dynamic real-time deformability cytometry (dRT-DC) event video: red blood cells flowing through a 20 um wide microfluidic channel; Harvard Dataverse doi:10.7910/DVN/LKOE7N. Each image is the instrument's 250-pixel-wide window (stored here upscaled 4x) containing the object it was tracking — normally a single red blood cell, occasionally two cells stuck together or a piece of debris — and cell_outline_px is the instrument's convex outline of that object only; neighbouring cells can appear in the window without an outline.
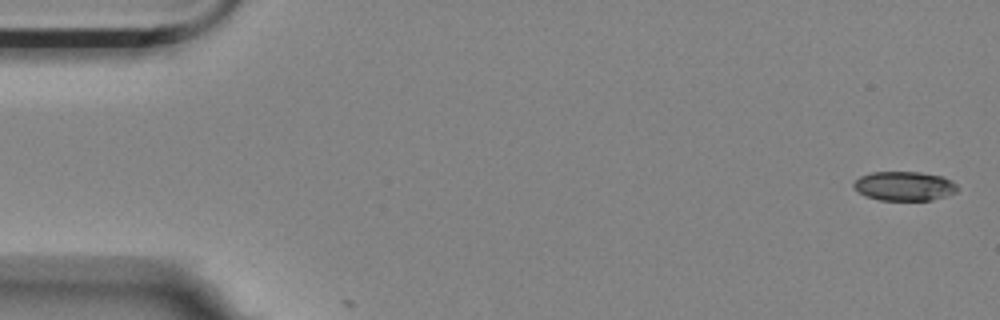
{"species": "Egyptian fruit bat (a non-hibernating species)", "species_latin": "Rousettus aegyptiacus", "temperature_condition": "room temperature", "stored_images_in_passage": 5, "camera_frame_rate_fps": 3000, "um_per_image_px": 0.085, "animal": {"sex": "female"}, "frame": {"image": 1, "passage_image": 1, "time_ms": 0.0, "image_size_px": [1000, 320], "cell_outline_px": [[960, 188], [956, 192], [932, 200], [880, 200], [864, 196], [852, 188], [852, 184], [860, 176], [872, 172], [920, 172], [940, 176], [952, 180]], "centroid_in_image_um": [76.84, 15.82], "position_along_channel_um": 8.2, "area_um2": 17.8}}